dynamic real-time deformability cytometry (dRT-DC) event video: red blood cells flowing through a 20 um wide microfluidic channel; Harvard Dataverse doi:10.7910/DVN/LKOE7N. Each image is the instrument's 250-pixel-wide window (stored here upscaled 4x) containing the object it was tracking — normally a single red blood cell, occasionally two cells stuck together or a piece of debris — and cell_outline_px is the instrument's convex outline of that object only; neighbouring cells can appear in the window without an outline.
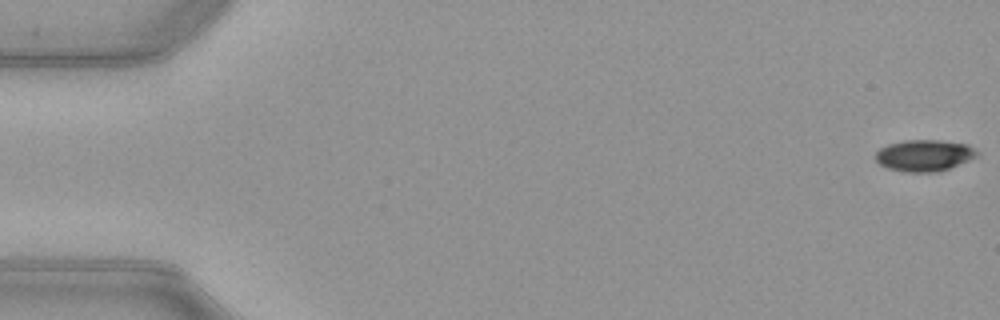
{"species": "common noctule bat (a hibernating species)", "species_latin": "Nyctalus noctula", "temperature_condition": "warm", "stored_images_in_passage": 52, "camera_frame_rate_fps": 3000, "um_per_image_px": 0.085, "animal": {"sex": "female", "body_mass_g": 21.9}, "frame": {"image": 1, "passage_image": 1, "time_ms": 0.0, "image_size_px": [1000, 320], "cell_outline_px": [[980, 152], [976, 156], [968, 160], [940, 172], [904, 172], [888, 168], [880, 164], [872, 156], [880, 148], [888, 144], [904, 140], [940, 140], [968, 144]], "centroid_in_image_um": [78.54, 13.21], "position_along_channel_um": 6.5, "area_um2": 18.79}}
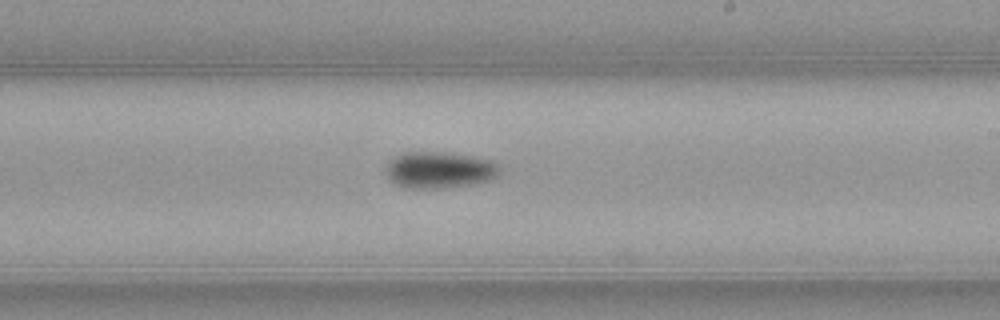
{"frame": {"image": 2, "passage_image": 31, "time_ms": 10.0, "image_size_px": [1000, 320], "cell_outline_px": [[500, 168], [496, 176], [492, 180], [476, 184], [444, 188], [404, 188], [388, 180], [384, 168], [388, 160], [404, 152], [444, 152], [472, 156], [492, 160]], "centroid_in_image_um": [37.31, 14.45], "position_along_channel_um": 251.7, "area_um2": 24.62}}
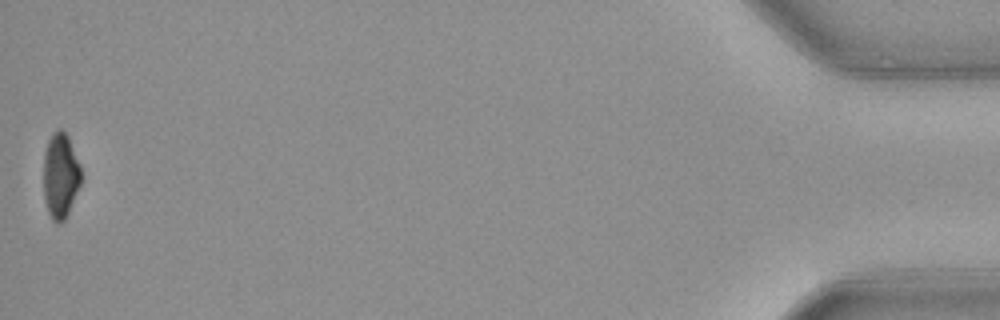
{"frame": {"image": 3, "passage_image": 52, "time_ms": 17.0, "image_size_px": [1000, 320], "cell_outline_px": [[80, 184], [68, 212], [64, 220], [60, 224], [56, 224], [52, 220], [48, 212], [44, 200], [44, 152], [48, 140], [60, 128], [68, 136], [80, 164]], "centroid_in_image_um": [5.13, 14.96], "position_along_channel_um": 430.1, "area_um2": 18.44}, "authors_computed_cell_mechanics": {"area_um2": 21.0392, "velocity_mm_per_s": 4.0009, "shape_relaxation_time_tau1_ms": 5.0465, "shape_relaxation_time_tau2_ms": null, "deformation_change_tau1": 0.14, "deformation_change_tau2": null}}